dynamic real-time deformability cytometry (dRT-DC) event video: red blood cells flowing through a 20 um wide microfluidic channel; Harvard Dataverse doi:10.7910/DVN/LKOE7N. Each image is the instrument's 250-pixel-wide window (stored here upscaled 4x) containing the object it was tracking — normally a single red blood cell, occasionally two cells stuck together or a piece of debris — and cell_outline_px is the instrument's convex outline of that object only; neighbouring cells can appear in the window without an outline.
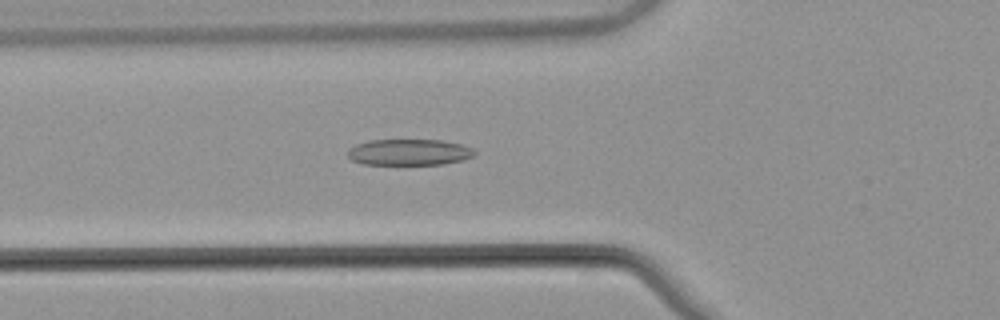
{"species": "common noctule bat (a hibernating species)", "species_latin": "Nyctalus noctula", "temperature_condition": "warm", "stored_images_in_passage": 46, "camera_frame_rate_fps": 3000, "um_per_image_px": 0.085, "animal": {"sex": "male", "body_mass_g": 21.5, "forearm_length_mm": 52.0}, "frame": {"image": 1, "passage_image": 12, "time_ms": 3.667, "image_size_px": [1000, 320], "cell_outline_px": [[476, 152], [472, 156], [464, 160], [444, 164], [364, 164], [352, 160], [348, 156], [348, 148], [356, 144], [368, 140], [440, 140], [460, 144], [472, 148]], "centroid_in_image_um": [34.76, 12.93], "position_along_channel_um": 91.0, "area_um2": 19.31}}
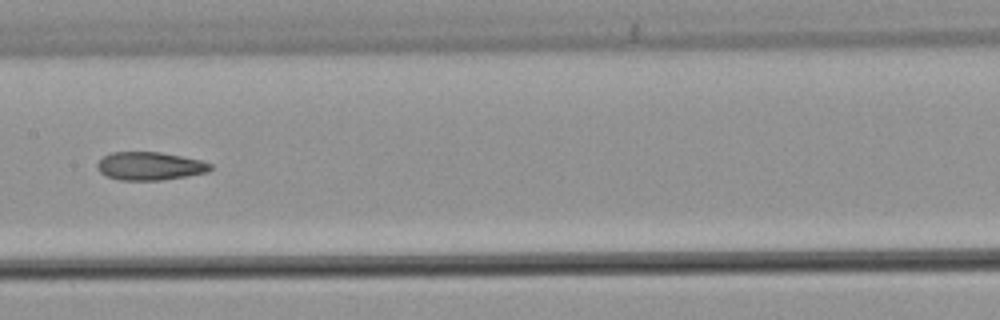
{"frame": {"image": 2, "passage_image": 20, "time_ms": 6.333, "image_size_px": [1000, 320], "cell_outline_px": [[212, 168], [208, 172], [188, 176], [160, 180], [120, 180], [108, 176], [100, 172], [96, 168], [96, 164], [104, 156], [112, 152], [160, 152], [200, 160], [212, 164]], "centroid_in_image_um": [12.74, 14.11], "position_along_channel_um": 194.7, "area_um2": 18.5}}
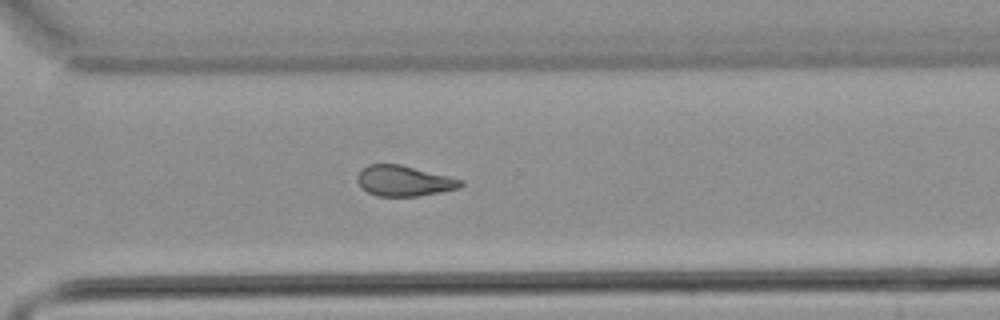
{"frame": {"image": 3, "passage_image": 31, "time_ms": 10.0, "image_size_px": [1000, 320], "cell_outline_px": [[464, 184], [460, 188], [420, 196], [376, 196], [360, 188], [356, 180], [356, 176], [368, 164], [400, 164], [464, 180]], "centroid_in_image_um": [34.33, 15.38], "position_along_channel_um": 336.3, "area_um2": 18.5}, "authors_computed_cell_mechanics": {"area_um2": 19.1318, "velocity_mm_per_s": 3.8708, "shape_relaxation_time_tau1_ms": null, "shape_relaxation_time_tau2_ms": 2.5291, "deformation_change_tau1": null, "deformation_change_tau2": 0.1021}}